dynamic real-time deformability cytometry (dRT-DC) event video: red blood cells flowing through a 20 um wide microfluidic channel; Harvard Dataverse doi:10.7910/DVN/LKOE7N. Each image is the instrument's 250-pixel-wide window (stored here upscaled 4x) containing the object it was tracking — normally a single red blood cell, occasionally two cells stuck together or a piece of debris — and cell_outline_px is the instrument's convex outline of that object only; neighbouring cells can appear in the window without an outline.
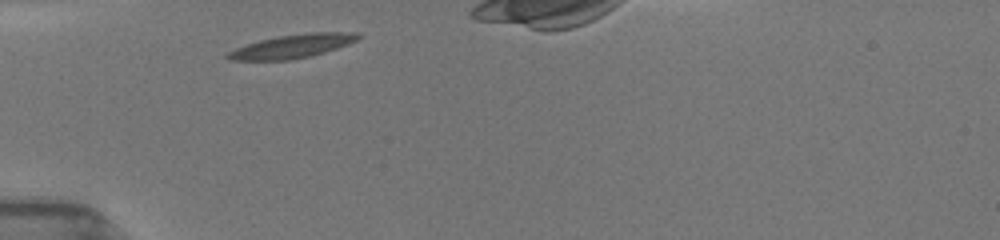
{"species": "common noctule bat (a hibernating species)", "species_latin": "Nyctalus noctula", "temperature_condition": "room temperature", "stored_images_in_passage": 3, "camera_frame_rate_fps": 3000, "um_per_image_px": 0.085, "animal": {"sex": "female", "body_mass_g": 19.5, "forearm_length_mm": 54.1}, "frame": {"image": 1, "passage_image": 1, "time_ms": 0.0, "image_size_px": [1000, 240], "cell_outline_px": [[360, 36], [356, 40], [348, 44], [312, 56], [288, 60], [228, 60], [224, 56], [228, 52], [236, 48], [260, 40], [280, 36], [308, 32], [356, 32]], "centroid_in_image_um": [24.83, 3.93], "position_along_channel_um": 60.2, "area_um2": 17.74}}
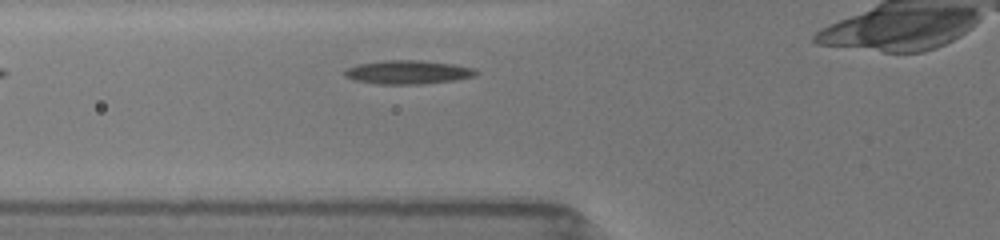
{"frame": {"image": 2, "passage_image": 2, "time_ms": 1.0, "image_size_px": [1000, 240], "cell_outline_px": [[480, 72], [476, 76], [452, 80], [420, 84], [376, 84], [356, 80], [344, 76], [344, 68], [360, 64], [384, 60], [420, 60], [452, 64], [476, 68]], "centroid_in_image_um": [34.68, 6.13], "position_along_channel_um": 91.1, "area_um2": 18.15}}